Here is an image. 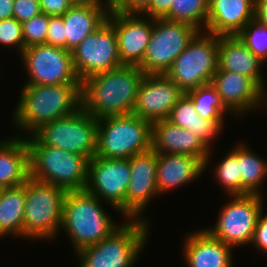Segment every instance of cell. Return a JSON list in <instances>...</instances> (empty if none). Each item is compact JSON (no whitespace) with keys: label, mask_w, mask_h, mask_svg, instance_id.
Instances as JSON below:
<instances>
[{"label":"cell","mask_w":267,"mask_h":267,"mask_svg":"<svg viewBox=\"0 0 267 267\" xmlns=\"http://www.w3.org/2000/svg\"><path fill=\"white\" fill-rule=\"evenodd\" d=\"M217 69L218 36L201 31L175 59L166 75L186 93L211 83Z\"/></svg>","instance_id":"cell-9"},{"label":"cell","mask_w":267,"mask_h":267,"mask_svg":"<svg viewBox=\"0 0 267 267\" xmlns=\"http://www.w3.org/2000/svg\"><path fill=\"white\" fill-rule=\"evenodd\" d=\"M46 35V45L66 49V36L62 16H49V25Z\"/></svg>","instance_id":"cell-35"},{"label":"cell","mask_w":267,"mask_h":267,"mask_svg":"<svg viewBox=\"0 0 267 267\" xmlns=\"http://www.w3.org/2000/svg\"><path fill=\"white\" fill-rule=\"evenodd\" d=\"M81 84L24 85L14 123L33 135L44 124L81 108Z\"/></svg>","instance_id":"cell-2"},{"label":"cell","mask_w":267,"mask_h":267,"mask_svg":"<svg viewBox=\"0 0 267 267\" xmlns=\"http://www.w3.org/2000/svg\"><path fill=\"white\" fill-rule=\"evenodd\" d=\"M185 94L192 100L195 110L203 119L224 120L223 114L231 113L211 83L191 89Z\"/></svg>","instance_id":"cell-29"},{"label":"cell","mask_w":267,"mask_h":267,"mask_svg":"<svg viewBox=\"0 0 267 267\" xmlns=\"http://www.w3.org/2000/svg\"><path fill=\"white\" fill-rule=\"evenodd\" d=\"M168 121L195 134L209 149L223 129V120H206L195 110L192 100L184 94L170 112Z\"/></svg>","instance_id":"cell-26"},{"label":"cell","mask_w":267,"mask_h":267,"mask_svg":"<svg viewBox=\"0 0 267 267\" xmlns=\"http://www.w3.org/2000/svg\"><path fill=\"white\" fill-rule=\"evenodd\" d=\"M69 1V3L74 6V5H84V4H88L91 2H94L95 0H67Z\"/></svg>","instance_id":"cell-44"},{"label":"cell","mask_w":267,"mask_h":267,"mask_svg":"<svg viewBox=\"0 0 267 267\" xmlns=\"http://www.w3.org/2000/svg\"><path fill=\"white\" fill-rule=\"evenodd\" d=\"M148 222L144 218L130 219L99 243L79 250L80 267L134 266L148 239Z\"/></svg>","instance_id":"cell-5"},{"label":"cell","mask_w":267,"mask_h":267,"mask_svg":"<svg viewBox=\"0 0 267 267\" xmlns=\"http://www.w3.org/2000/svg\"><path fill=\"white\" fill-rule=\"evenodd\" d=\"M14 0H0V20L13 17Z\"/></svg>","instance_id":"cell-42"},{"label":"cell","mask_w":267,"mask_h":267,"mask_svg":"<svg viewBox=\"0 0 267 267\" xmlns=\"http://www.w3.org/2000/svg\"><path fill=\"white\" fill-rule=\"evenodd\" d=\"M49 25V16L41 13L22 23V35L25 47L45 44Z\"/></svg>","instance_id":"cell-33"},{"label":"cell","mask_w":267,"mask_h":267,"mask_svg":"<svg viewBox=\"0 0 267 267\" xmlns=\"http://www.w3.org/2000/svg\"><path fill=\"white\" fill-rule=\"evenodd\" d=\"M98 119L82 107L71 115L44 124L33 135L46 146L80 154L88 160L97 151Z\"/></svg>","instance_id":"cell-8"},{"label":"cell","mask_w":267,"mask_h":267,"mask_svg":"<svg viewBox=\"0 0 267 267\" xmlns=\"http://www.w3.org/2000/svg\"><path fill=\"white\" fill-rule=\"evenodd\" d=\"M211 84L225 107L236 116L260 108L267 96L251 78L231 71L217 70Z\"/></svg>","instance_id":"cell-18"},{"label":"cell","mask_w":267,"mask_h":267,"mask_svg":"<svg viewBox=\"0 0 267 267\" xmlns=\"http://www.w3.org/2000/svg\"><path fill=\"white\" fill-rule=\"evenodd\" d=\"M131 179L129 159L94 156L88 162L86 190L126 217V192Z\"/></svg>","instance_id":"cell-14"},{"label":"cell","mask_w":267,"mask_h":267,"mask_svg":"<svg viewBox=\"0 0 267 267\" xmlns=\"http://www.w3.org/2000/svg\"><path fill=\"white\" fill-rule=\"evenodd\" d=\"M0 44L4 46H17V50L22 54L25 49L23 35H22V23L16 19H2L0 20Z\"/></svg>","instance_id":"cell-34"},{"label":"cell","mask_w":267,"mask_h":267,"mask_svg":"<svg viewBox=\"0 0 267 267\" xmlns=\"http://www.w3.org/2000/svg\"><path fill=\"white\" fill-rule=\"evenodd\" d=\"M263 195H231L223 206L215 227L205 228L226 245L236 247L252 243L259 213L264 207Z\"/></svg>","instance_id":"cell-11"},{"label":"cell","mask_w":267,"mask_h":267,"mask_svg":"<svg viewBox=\"0 0 267 267\" xmlns=\"http://www.w3.org/2000/svg\"><path fill=\"white\" fill-rule=\"evenodd\" d=\"M152 149L156 153L186 154L199 158L206 168L211 150L187 129L160 120L152 123Z\"/></svg>","instance_id":"cell-19"},{"label":"cell","mask_w":267,"mask_h":267,"mask_svg":"<svg viewBox=\"0 0 267 267\" xmlns=\"http://www.w3.org/2000/svg\"><path fill=\"white\" fill-rule=\"evenodd\" d=\"M145 73L125 65L89 76L81 82V107L95 118L132 114Z\"/></svg>","instance_id":"cell-1"},{"label":"cell","mask_w":267,"mask_h":267,"mask_svg":"<svg viewBox=\"0 0 267 267\" xmlns=\"http://www.w3.org/2000/svg\"><path fill=\"white\" fill-rule=\"evenodd\" d=\"M255 18V0H213L208 5L206 33L237 36Z\"/></svg>","instance_id":"cell-20"},{"label":"cell","mask_w":267,"mask_h":267,"mask_svg":"<svg viewBox=\"0 0 267 267\" xmlns=\"http://www.w3.org/2000/svg\"><path fill=\"white\" fill-rule=\"evenodd\" d=\"M95 156L129 159L152 149V123L135 114L98 118Z\"/></svg>","instance_id":"cell-6"},{"label":"cell","mask_w":267,"mask_h":267,"mask_svg":"<svg viewBox=\"0 0 267 267\" xmlns=\"http://www.w3.org/2000/svg\"><path fill=\"white\" fill-rule=\"evenodd\" d=\"M21 59L27 69L25 85L81 84L76 75L72 52L46 44L25 47Z\"/></svg>","instance_id":"cell-12"},{"label":"cell","mask_w":267,"mask_h":267,"mask_svg":"<svg viewBox=\"0 0 267 267\" xmlns=\"http://www.w3.org/2000/svg\"><path fill=\"white\" fill-rule=\"evenodd\" d=\"M262 62L237 36H218V69L240 73L251 78L264 92V79L260 71ZM261 73V74H260Z\"/></svg>","instance_id":"cell-22"},{"label":"cell","mask_w":267,"mask_h":267,"mask_svg":"<svg viewBox=\"0 0 267 267\" xmlns=\"http://www.w3.org/2000/svg\"><path fill=\"white\" fill-rule=\"evenodd\" d=\"M28 137L25 139L29 149L32 178L53 184L66 191L86 189L89 162L86 157L43 145L34 135Z\"/></svg>","instance_id":"cell-4"},{"label":"cell","mask_w":267,"mask_h":267,"mask_svg":"<svg viewBox=\"0 0 267 267\" xmlns=\"http://www.w3.org/2000/svg\"><path fill=\"white\" fill-rule=\"evenodd\" d=\"M252 243L257 250L267 252V214L263 215V209L258 215Z\"/></svg>","instance_id":"cell-38"},{"label":"cell","mask_w":267,"mask_h":267,"mask_svg":"<svg viewBox=\"0 0 267 267\" xmlns=\"http://www.w3.org/2000/svg\"><path fill=\"white\" fill-rule=\"evenodd\" d=\"M131 179L126 192V218L138 219L153 196L158 195L157 153L150 149L129 158Z\"/></svg>","instance_id":"cell-17"},{"label":"cell","mask_w":267,"mask_h":267,"mask_svg":"<svg viewBox=\"0 0 267 267\" xmlns=\"http://www.w3.org/2000/svg\"><path fill=\"white\" fill-rule=\"evenodd\" d=\"M239 169L242 187L249 194L262 195L259 188L267 177V161L258 157L244 143H239Z\"/></svg>","instance_id":"cell-28"},{"label":"cell","mask_w":267,"mask_h":267,"mask_svg":"<svg viewBox=\"0 0 267 267\" xmlns=\"http://www.w3.org/2000/svg\"><path fill=\"white\" fill-rule=\"evenodd\" d=\"M73 66L82 82L96 73L122 66L118 52L117 36L113 26L106 21L72 51Z\"/></svg>","instance_id":"cell-13"},{"label":"cell","mask_w":267,"mask_h":267,"mask_svg":"<svg viewBox=\"0 0 267 267\" xmlns=\"http://www.w3.org/2000/svg\"><path fill=\"white\" fill-rule=\"evenodd\" d=\"M172 0H150L149 3L139 12L150 19L170 20V9ZM146 14V15H145Z\"/></svg>","instance_id":"cell-37"},{"label":"cell","mask_w":267,"mask_h":267,"mask_svg":"<svg viewBox=\"0 0 267 267\" xmlns=\"http://www.w3.org/2000/svg\"><path fill=\"white\" fill-rule=\"evenodd\" d=\"M39 0H14L13 18L23 23L41 14Z\"/></svg>","instance_id":"cell-36"},{"label":"cell","mask_w":267,"mask_h":267,"mask_svg":"<svg viewBox=\"0 0 267 267\" xmlns=\"http://www.w3.org/2000/svg\"><path fill=\"white\" fill-rule=\"evenodd\" d=\"M184 94L166 74H145L139 86L133 114L150 123L165 120Z\"/></svg>","instance_id":"cell-15"},{"label":"cell","mask_w":267,"mask_h":267,"mask_svg":"<svg viewBox=\"0 0 267 267\" xmlns=\"http://www.w3.org/2000/svg\"><path fill=\"white\" fill-rule=\"evenodd\" d=\"M42 13L48 16H62L72 6L67 0H39Z\"/></svg>","instance_id":"cell-39"},{"label":"cell","mask_w":267,"mask_h":267,"mask_svg":"<svg viewBox=\"0 0 267 267\" xmlns=\"http://www.w3.org/2000/svg\"><path fill=\"white\" fill-rule=\"evenodd\" d=\"M100 4L105 5L109 10H113L122 0H106L104 3H102V0H96Z\"/></svg>","instance_id":"cell-43"},{"label":"cell","mask_w":267,"mask_h":267,"mask_svg":"<svg viewBox=\"0 0 267 267\" xmlns=\"http://www.w3.org/2000/svg\"><path fill=\"white\" fill-rule=\"evenodd\" d=\"M207 18V0H172L170 21L192 25L201 32V25L206 29Z\"/></svg>","instance_id":"cell-31"},{"label":"cell","mask_w":267,"mask_h":267,"mask_svg":"<svg viewBox=\"0 0 267 267\" xmlns=\"http://www.w3.org/2000/svg\"><path fill=\"white\" fill-rule=\"evenodd\" d=\"M25 183L0 189V237L8 234L23 237Z\"/></svg>","instance_id":"cell-27"},{"label":"cell","mask_w":267,"mask_h":267,"mask_svg":"<svg viewBox=\"0 0 267 267\" xmlns=\"http://www.w3.org/2000/svg\"><path fill=\"white\" fill-rule=\"evenodd\" d=\"M214 169V175L229 195L249 194L241 185L239 169V144L227 153Z\"/></svg>","instance_id":"cell-30"},{"label":"cell","mask_w":267,"mask_h":267,"mask_svg":"<svg viewBox=\"0 0 267 267\" xmlns=\"http://www.w3.org/2000/svg\"><path fill=\"white\" fill-rule=\"evenodd\" d=\"M237 37L262 62L267 61V26L265 24L253 18Z\"/></svg>","instance_id":"cell-32"},{"label":"cell","mask_w":267,"mask_h":267,"mask_svg":"<svg viewBox=\"0 0 267 267\" xmlns=\"http://www.w3.org/2000/svg\"><path fill=\"white\" fill-rule=\"evenodd\" d=\"M184 241L183 253L188 267H233V247L215 238L206 229L191 232Z\"/></svg>","instance_id":"cell-21"},{"label":"cell","mask_w":267,"mask_h":267,"mask_svg":"<svg viewBox=\"0 0 267 267\" xmlns=\"http://www.w3.org/2000/svg\"><path fill=\"white\" fill-rule=\"evenodd\" d=\"M212 1H213V0H207L208 5H209Z\"/></svg>","instance_id":"cell-45"},{"label":"cell","mask_w":267,"mask_h":267,"mask_svg":"<svg viewBox=\"0 0 267 267\" xmlns=\"http://www.w3.org/2000/svg\"><path fill=\"white\" fill-rule=\"evenodd\" d=\"M98 197L85 190L67 191L60 229H64L76 252L99 243L120 225L102 208Z\"/></svg>","instance_id":"cell-3"},{"label":"cell","mask_w":267,"mask_h":267,"mask_svg":"<svg viewBox=\"0 0 267 267\" xmlns=\"http://www.w3.org/2000/svg\"><path fill=\"white\" fill-rule=\"evenodd\" d=\"M67 191L31 176L25 182L23 237L51 239L61 227Z\"/></svg>","instance_id":"cell-7"},{"label":"cell","mask_w":267,"mask_h":267,"mask_svg":"<svg viewBox=\"0 0 267 267\" xmlns=\"http://www.w3.org/2000/svg\"><path fill=\"white\" fill-rule=\"evenodd\" d=\"M140 16L139 13L109 11L107 21L115 30L122 64L138 66L143 61L152 32L153 19L147 20L146 17L143 19Z\"/></svg>","instance_id":"cell-16"},{"label":"cell","mask_w":267,"mask_h":267,"mask_svg":"<svg viewBox=\"0 0 267 267\" xmlns=\"http://www.w3.org/2000/svg\"><path fill=\"white\" fill-rule=\"evenodd\" d=\"M197 157L176 153H157V188L159 195L194 181L204 172Z\"/></svg>","instance_id":"cell-23"},{"label":"cell","mask_w":267,"mask_h":267,"mask_svg":"<svg viewBox=\"0 0 267 267\" xmlns=\"http://www.w3.org/2000/svg\"><path fill=\"white\" fill-rule=\"evenodd\" d=\"M30 177L29 149L22 136L0 142V188L23 185Z\"/></svg>","instance_id":"cell-25"},{"label":"cell","mask_w":267,"mask_h":267,"mask_svg":"<svg viewBox=\"0 0 267 267\" xmlns=\"http://www.w3.org/2000/svg\"><path fill=\"white\" fill-rule=\"evenodd\" d=\"M199 32L186 23L153 19L149 43L138 67L145 74H166L175 59Z\"/></svg>","instance_id":"cell-10"},{"label":"cell","mask_w":267,"mask_h":267,"mask_svg":"<svg viewBox=\"0 0 267 267\" xmlns=\"http://www.w3.org/2000/svg\"><path fill=\"white\" fill-rule=\"evenodd\" d=\"M150 0H122L113 10L123 13H139Z\"/></svg>","instance_id":"cell-40"},{"label":"cell","mask_w":267,"mask_h":267,"mask_svg":"<svg viewBox=\"0 0 267 267\" xmlns=\"http://www.w3.org/2000/svg\"><path fill=\"white\" fill-rule=\"evenodd\" d=\"M109 9L97 2L74 5L62 15L66 36V49L72 52L86 36L95 32L107 21Z\"/></svg>","instance_id":"cell-24"},{"label":"cell","mask_w":267,"mask_h":267,"mask_svg":"<svg viewBox=\"0 0 267 267\" xmlns=\"http://www.w3.org/2000/svg\"><path fill=\"white\" fill-rule=\"evenodd\" d=\"M255 19L267 26V0H255Z\"/></svg>","instance_id":"cell-41"}]
</instances>
